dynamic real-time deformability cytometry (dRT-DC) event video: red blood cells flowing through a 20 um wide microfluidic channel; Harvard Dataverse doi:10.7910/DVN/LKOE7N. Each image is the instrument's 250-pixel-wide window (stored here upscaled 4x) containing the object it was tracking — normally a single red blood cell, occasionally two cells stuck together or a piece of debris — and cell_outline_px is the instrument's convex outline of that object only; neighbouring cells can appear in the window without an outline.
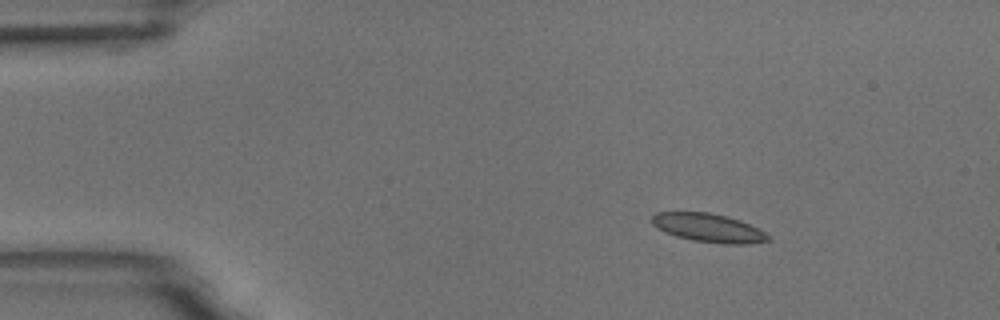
{"species": "common noctule bat (a hibernating species)", "species_latin": "Nyctalus noctula", "temperature_condition": "room temperature", "stored_images_in_passage": 9, "camera_frame_rate_fps": 3000, "um_per_image_px": 0.085, "animal": {"sex": "male", "body_mass_g": 18.8}, "frame": {"image": 1, "passage_image": 1, "time_ms": 0.0, "image_size_px": [1000, 320], "cell_outline_px": [[772, 240], [748, 244], [724, 244], [692, 240], [676, 236], [664, 232], [656, 228], [652, 224], [652, 216], [656, 212], [708, 212], [740, 220], [772, 236]], "centroid_in_image_um": [60.21, 19.38], "position_along_channel_um": 24.8, "area_um2": 19.36}}